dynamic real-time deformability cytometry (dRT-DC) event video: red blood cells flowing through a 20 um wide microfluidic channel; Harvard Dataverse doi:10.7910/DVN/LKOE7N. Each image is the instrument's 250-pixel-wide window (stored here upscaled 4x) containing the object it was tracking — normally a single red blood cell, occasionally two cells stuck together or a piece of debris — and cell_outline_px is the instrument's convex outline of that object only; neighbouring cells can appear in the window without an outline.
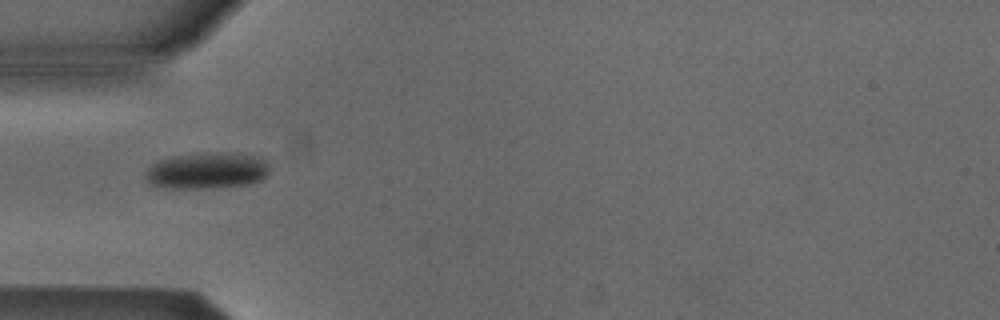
{"species": "Egyptian fruit bat (a non-hibernating species)", "species_latin": "Rousettus aegyptiacus", "temperature_condition": "cold", "stored_images_in_passage": 8, "camera_frame_rate_fps": 3000, "um_per_image_px": 0.085, "animal": {"sex": "male"}, "frame": {"image": 1, "passage_image": 6, "time_ms": 1.667, "image_size_px": [1000, 320], "cell_outline_px": [[268, 172], [260, 180], [248, 184], [216, 188], [168, 188], [152, 184], [144, 176], [144, 172], [156, 160], [172, 156], [208, 152], [252, 156], [264, 160], [268, 164]], "centroid_in_image_um": [17.52, 14.52], "position_along_channel_um": 67.5, "area_um2": 26.01}}
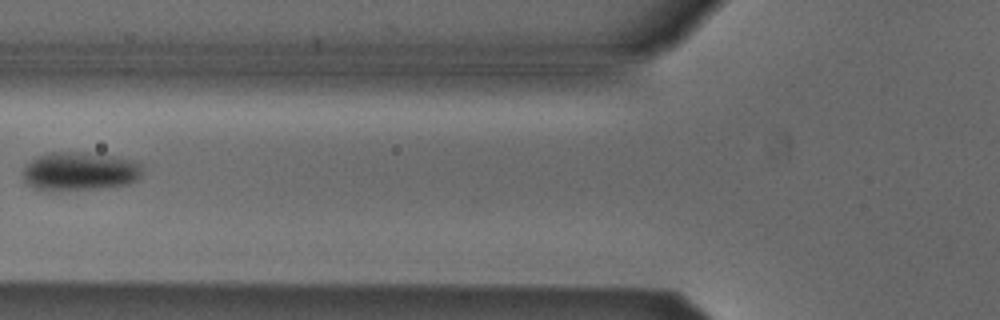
{"frame": {"image": 2, "passage_image": 7, "time_ms": 2.0, "image_size_px": [1000, 320], "cell_outline_px": [[140, 176], [136, 180], [128, 184], [96, 188], [60, 192], [32, 188], [24, 180], [24, 168], [32, 160], [40, 156], [52, 152], [80, 152], [112, 156], [132, 160], [140, 164]], "centroid_in_image_um": [6.74, 14.58], "position_along_channel_um": 119.1, "area_um2": 26.65}}
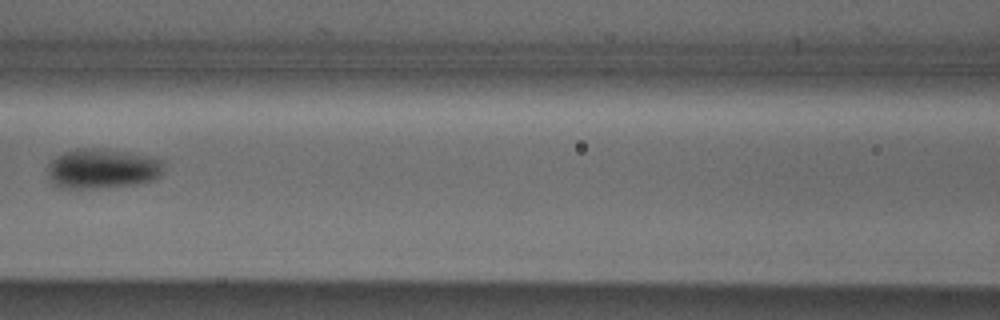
{"frame": {"image": 3, "passage_image": 8, "time_ms": 2.333, "image_size_px": [1000, 320], "cell_outline_px": [[164, 168], [160, 176], [156, 180], [140, 184], [96, 188], [56, 188], [48, 180], [48, 160], [64, 152], [76, 148], [100, 148], [156, 156], [164, 164]], "centroid_in_image_um": [8.69, 14.33], "position_along_channel_um": 157.9, "area_um2": 27.8}}